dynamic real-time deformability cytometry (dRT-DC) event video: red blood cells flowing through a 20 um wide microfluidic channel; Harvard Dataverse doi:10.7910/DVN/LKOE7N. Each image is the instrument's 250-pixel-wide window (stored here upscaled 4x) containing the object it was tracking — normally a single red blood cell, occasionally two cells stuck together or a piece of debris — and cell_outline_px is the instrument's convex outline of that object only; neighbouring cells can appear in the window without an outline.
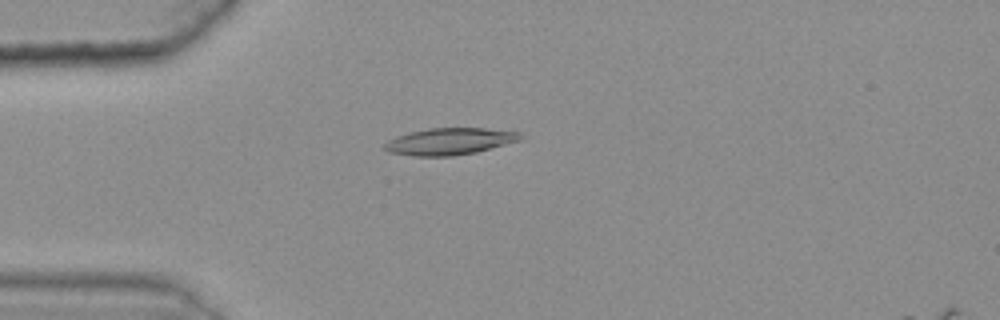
{"species": "common noctule bat (a hibernating species)", "species_latin": "Nyctalus noctula", "temperature_condition": "warm", "stored_images_in_passage": 49, "camera_frame_rate_fps": 3000, "um_per_image_px": 0.085, "animal": {"sex": "female", "body_mass_g": 25.1}, "frame": {"image": 1, "passage_image": 14, "time_ms": 4.333, "image_size_px": [1000, 320], "cell_outline_px": [[524, 140], [476, 152], [452, 156], [412, 156], [388, 152], [384, 148], [384, 144], [388, 140], [396, 136], [428, 128], [484, 128], [520, 132]], "centroid_in_image_um": [38.25, 12.02], "position_along_channel_um": 46.8, "area_um2": 21.33}}
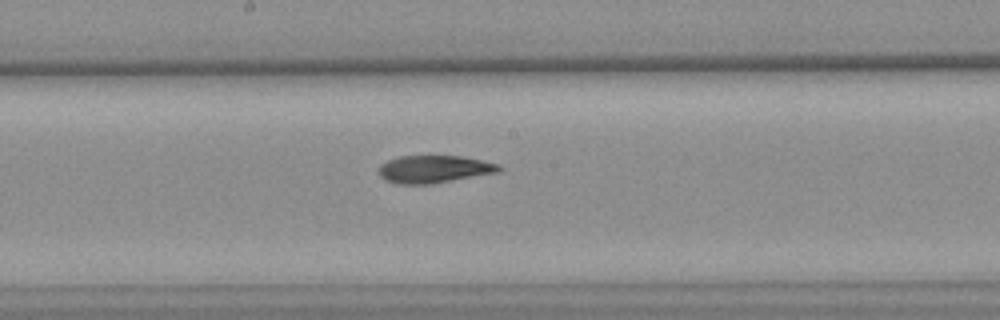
{"frame": {"image": 2, "passage_image": 29, "time_ms": 9.333, "image_size_px": [1000, 320], "cell_outline_px": [[504, 168], [500, 172], [432, 184], [396, 184], [380, 176], [376, 172], [380, 164], [388, 160], [400, 156], [464, 156], [500, 164]], "centroid_in_image_um": [36.92, 14.38], "position_along_channel_um": 211.3, "area_um2": 19.59}}
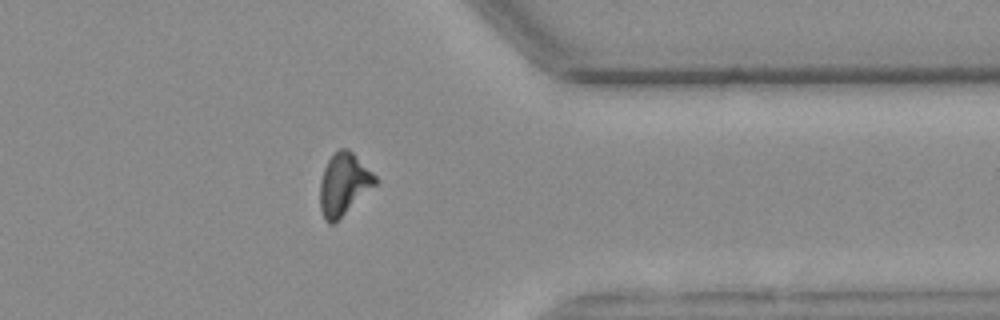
{"frame": {"image": 3, "passage_image": 44, "time_ms": 14.333, "image_size_px": [1000, 320], "cell_outline_px": [[376, 184], [332, 224], [328, 224], [324, 220], [320, 208], [320, 180], [324, 168], [328, 160], [340, 148], [348, 148], [376, 176]], "centroid_in_image_um": [29.19, 15.65], "position_along_channel_um": 382.2, "area_um2": 19.48}, "authors_computed_cell_mechanics": {"area_um2": 20.1144, "velocity_mm_per_s": 3.614, "shape_relaxation_time_tau1_ms": null, "shape_relaxation_time_tau2_ms": 4.9892, "deformation_change_tau1": null, "deformation_change_tau2": 0.1275}}